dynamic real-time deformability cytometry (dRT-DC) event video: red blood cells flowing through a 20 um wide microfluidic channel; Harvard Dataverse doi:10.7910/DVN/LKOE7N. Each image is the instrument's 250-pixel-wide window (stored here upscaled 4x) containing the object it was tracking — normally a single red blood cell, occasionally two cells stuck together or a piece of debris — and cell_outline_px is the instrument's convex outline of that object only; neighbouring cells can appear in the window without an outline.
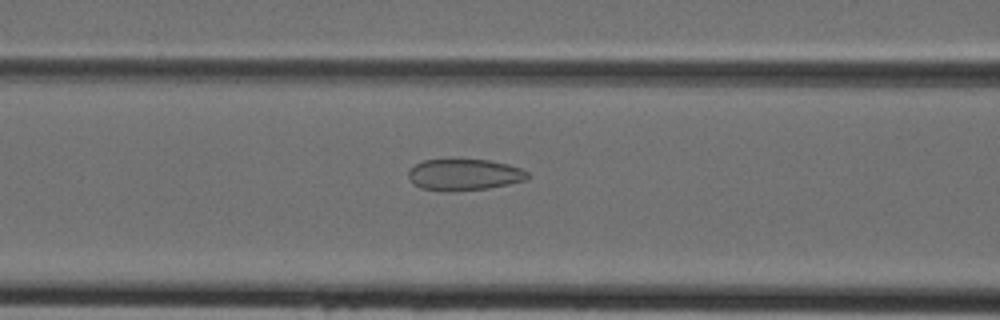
{"species": "Egyptian fruit bat (a non-hibernating species)", "species_latin": "Rousettus aegyptiacus", "temperature_condition": "cold", "stored_images_in_passage": 31, "camera_frame_rate_fps": 3000, "um_per_image_px": 0.085, "animal": {"sex": "female"}, "frame": {"image": 1, "passage_image": 5, "time_ms": 1.333, "image_size_px": [1000, 320], "cell_outline_px": [[528, 176], [524, 180], [508, 184], [488, 188], [452, 192], [440, 192], [420, 188], [412, 184], [408, 176], [408, 172], [416, 164], [424, 160], [488, 160], [508, 164], [520, 168], [528, 172]], "centroid_in_image_um": [39.41, 14.87], "position_along_channel_um": 127.2, "area_um2": 21.85}}
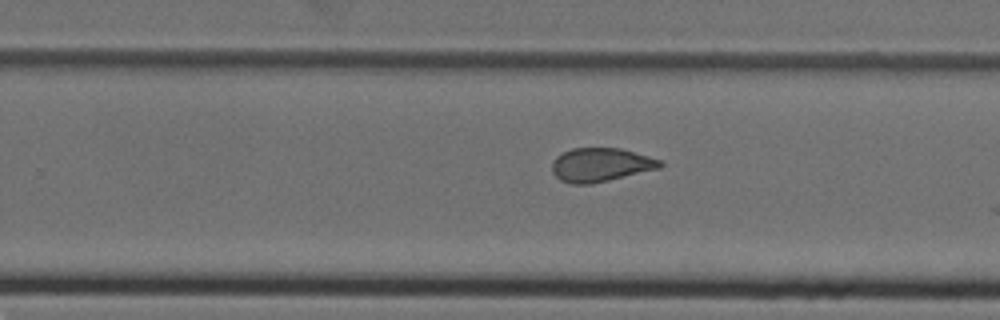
{"frame": {"image": 2, "passage_image": 15, "time_ms": 4.667, "image_size_px": [1000, 320], "cell_outline_px": [[664, 164], [660, 168], [592, 184], [572, 184], [560, 180], [552, 172], [552, 160], [556, 156], [572, 148], [620, 148], [660, 160]], "centroid_in_image_um": [51.02, 14.01], "position_along_channel_um": 278.8, "area_um2": 21.15}}
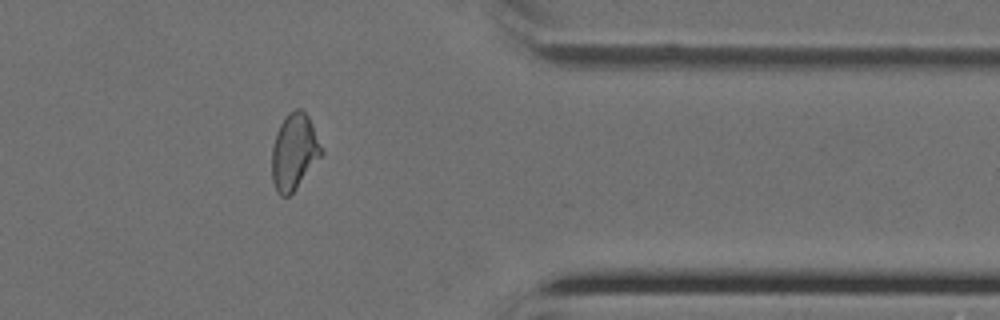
{"frame": {"image": 3, "passage_image": 23, "time_ms": 7.333, "image_size_px": [1000, 320], "cell_outline_px": [[324, 152], [296, 188], [288, 196], [280, 196], [276, 192], [272, 180], [272, 148], [276, 132], [280, 124], [288, 112], [296, 108], [300, 108], [308, 116], [312, 124]], "centroid_in_image_um": [24.99, 12.89], "position_along_channel_um": 386.4, "area_um2": 21.85}}